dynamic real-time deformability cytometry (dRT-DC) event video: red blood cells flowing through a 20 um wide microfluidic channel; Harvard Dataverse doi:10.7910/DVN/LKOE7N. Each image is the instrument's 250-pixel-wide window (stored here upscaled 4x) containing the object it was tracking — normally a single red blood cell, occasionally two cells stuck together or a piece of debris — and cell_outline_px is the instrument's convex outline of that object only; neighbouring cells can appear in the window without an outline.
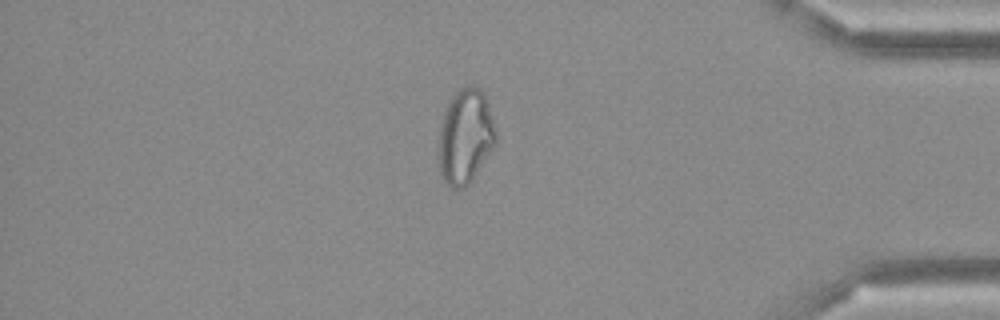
{"species": "Egyptian fruit bat (a non-hibernating species)", "species_latin": "Rousettus aegyptiacus", "temperature_condition": "cold", "stored_images_in_passage": 49, "camera_frame_rate_fps": 3000, "um_per_image_px": 0.085, "frame": {"image": 1, "passage_image": 42, "time_ms": 13.667, "image_size_px": [1000, 320], "cell_outline_px": [[496, 144], [472, 180], [464, 188], [452, 188], [440, 176], [440, 124], [444, 112], [452, 96], [460, 88], [468, 84], [472, 84], [480, 88], [484, 92], [496, 128]], "centroid_in_image_um": [39.58, 11.57], "position_along_channel_um": 395.6, "area_um2": 31.56}}